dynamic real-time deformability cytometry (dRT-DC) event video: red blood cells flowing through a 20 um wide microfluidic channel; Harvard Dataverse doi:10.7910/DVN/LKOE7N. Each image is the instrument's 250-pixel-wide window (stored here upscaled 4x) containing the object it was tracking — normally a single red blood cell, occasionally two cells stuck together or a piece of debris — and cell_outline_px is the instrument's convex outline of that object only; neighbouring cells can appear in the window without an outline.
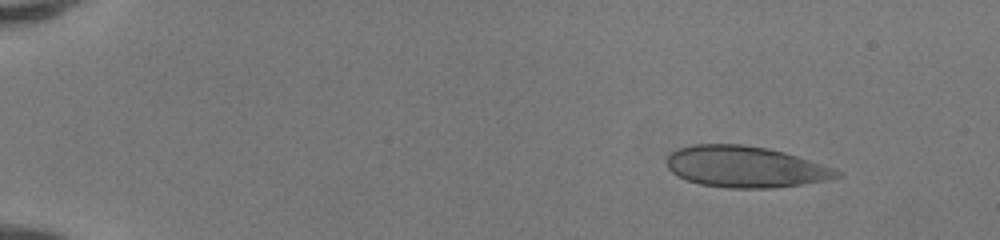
{"species": "human", "species_latin": "Homo sapiens", "temperature_condition": "room temperature", "stored_images_in_passage": 45, "camera_frame_rate_fps": 3000, "um_per_image_px": 0.085, "donor": {"sex": "female"}, "frame": {"image": 1, "passage_image": 1, "time_ms": 0.0, "image_size_px": [1000, 240], "cell_outline_px": [[844, 176], [824, 180], [800, 184], [772, 188], [728, 188], [700, 184], [676, 176], [668, 168], [664, 160], [676, 148], [692, 144], [744, 144], [768, 148], [784, 152], [836, 168], [844, 172]], "centroid_in_image_um": [63.34, 14.17], "position_along_channel_um": 21.7, "area_um2": 41.27}}
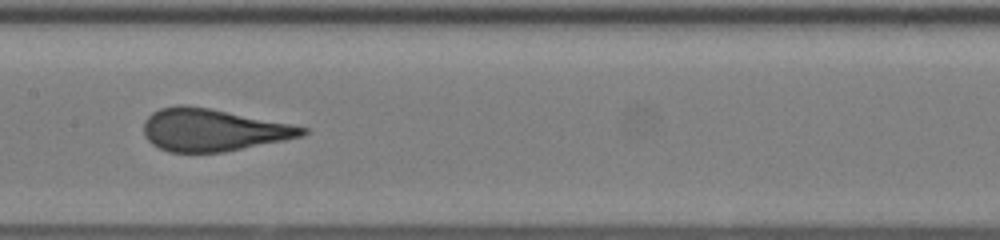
{"frame": {"image": 2, "passage_image": 22, "time_ms": 7.0, "image_size_px": [1000, 240], "cell_outline_px": [[308, 132], [304, 136], [224, 152], [168, 152], [152, 144], [144, 136], [144, 120], [152, 112], [160, 108], [180, 104], [184, 104], [212, 108], [292, 124], [308, 128]], "centroid_in_image_um": [18.09, 11.03], "position_along_channel_um": 189.3, "area_um2": 39.36}}
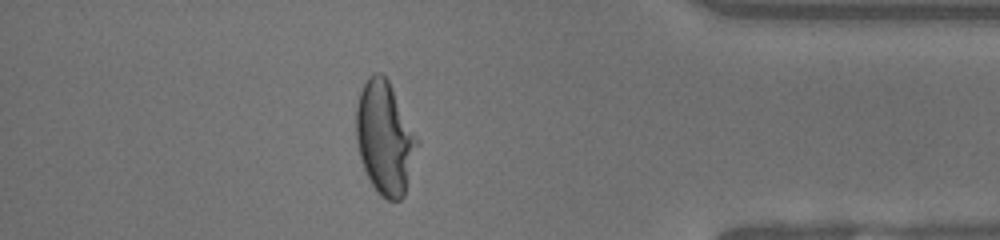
{"frame": {"image": 3, "passage_image": 39, "time_ms": 12.667, "image_size_px": [1000, 240], "cell_outline_px": [[420, 144], [404, 196], [400, 200], [388, 200], [380, 196], [372, 184], [360, 160], [356, 140], [356, 108], [360, 92], [368, 76], [372, 72], [380, 72], [388, 80], [420, 140]], "centroid_in_image_um": [32.73, 11.73], "position_along_channel_um": 402.5, "area_um2": 40.52}, "authors_computed_cell_mechanics": {"area_um2": 39.882, "velocity_mm_per_s": 4.199, "shape_relaxation_time_tau1_ms": 8.2692, "shape_relaxation_time_tau2_ms": null, "deformation_change_tau1": 0.2903, "deformation_change_tau2": null}}